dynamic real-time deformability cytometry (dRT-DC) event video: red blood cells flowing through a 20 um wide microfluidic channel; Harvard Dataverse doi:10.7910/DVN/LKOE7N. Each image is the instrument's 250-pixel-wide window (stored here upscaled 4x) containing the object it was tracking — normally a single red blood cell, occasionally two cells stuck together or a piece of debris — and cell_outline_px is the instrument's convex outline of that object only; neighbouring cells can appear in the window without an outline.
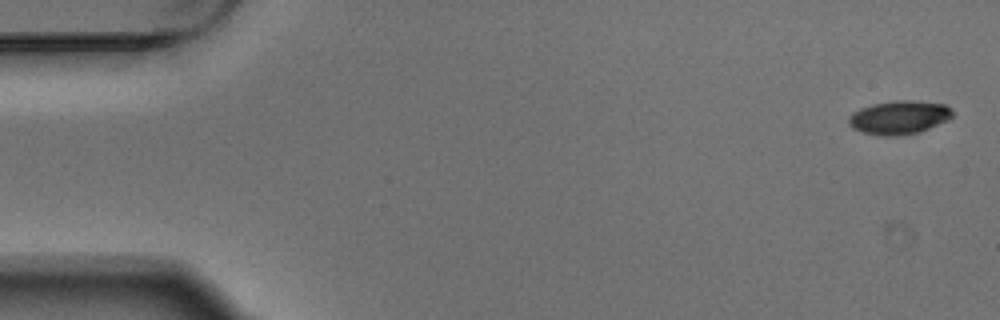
{"species": "Egyptian fruit bat (a non-hibernating species)", "species_latin": "Rousettus aegyptiacus", "temperature_condition": "warm", "stored_images_in_passage": 4, "camera_frame_rate_fps": 3000, "um_per_image_px": 0.085, "animal": {"sex": "male"}, "frame": {"image": 1, "passage_image": 1, "time_ms": 0.0, "image_size_px": [1000, 320], "cell_outline_px": [[952, 116], [948, 120], [920, 132], [896, 136], [880, 136], [864, 132], [852, 128], [848, 124], [848, 116], [852, 112], [860, 108], [872, 104], [892, 100], [912, 100], [944, 104], [952, 108]], "centroid_in_image_um": [76.4, 9.97], "position_along_channel_um": 8.6, "area_um2": 20.52}}
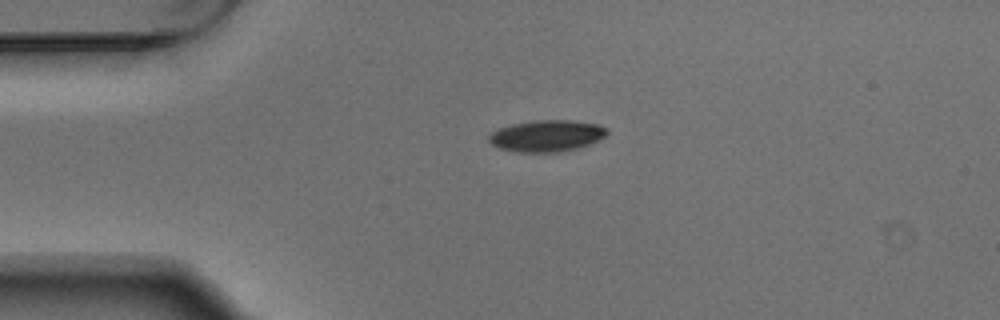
{"frame": {"image": 2, "passage_image": 4, "time_ms": 1.0, "image_size_px": [1000, 320], "cell_outline_px": [[608, 132], [604, 136], [588, 144], [576, 148], [560, 152], [516, 152], [500, 148], [492, 144], [488, 140], [488, 136], [492, 132], [500, 128], [512, 124], [536, 120], [568, 120], [596, 124], [604, 128]], "centroid_in_image_um": [46.41, 11.55], "position_along_channel_um": 38.6, "area_um2": 21.33}}